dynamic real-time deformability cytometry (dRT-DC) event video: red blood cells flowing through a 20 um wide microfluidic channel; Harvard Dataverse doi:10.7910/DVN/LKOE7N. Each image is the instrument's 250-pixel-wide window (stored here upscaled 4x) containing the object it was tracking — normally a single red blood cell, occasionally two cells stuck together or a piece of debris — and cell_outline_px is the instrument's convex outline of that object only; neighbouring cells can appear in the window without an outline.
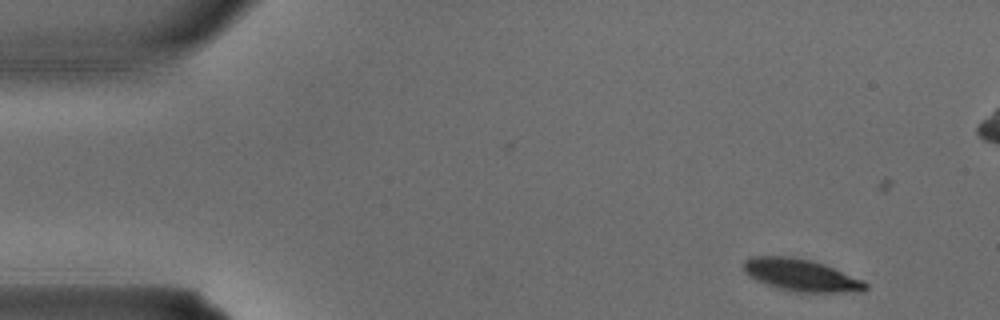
{"species": "common noctule bat (a hibernating species)", "species_latin": "Nyctalus noctula", "temperature_condition": "warm", "stored_images_in_passage": 4, "camera_frame_rate_fps": 3000, "um_per_image_px": 0.085, "animal": {"sex": "male", "body_mass_g": 15.6}, "frame": {"image": 1, "passage_image": 1, "time_ms": 0.0, "image_size_px": [1000, 320], "cell_outline_px": [[868, 288], [860, 292], [796, 292], [780, 288], [756, 280], [748, 276], [744, 272], [744, 260], [752, 256], [792, 256], [812, 260], [824, 264], [864, 280], [868, 284]], "centroid_in_image_um": [68.11, 23.38], "position_along_channel_um": 16.9, "area_um2": 22.89}}